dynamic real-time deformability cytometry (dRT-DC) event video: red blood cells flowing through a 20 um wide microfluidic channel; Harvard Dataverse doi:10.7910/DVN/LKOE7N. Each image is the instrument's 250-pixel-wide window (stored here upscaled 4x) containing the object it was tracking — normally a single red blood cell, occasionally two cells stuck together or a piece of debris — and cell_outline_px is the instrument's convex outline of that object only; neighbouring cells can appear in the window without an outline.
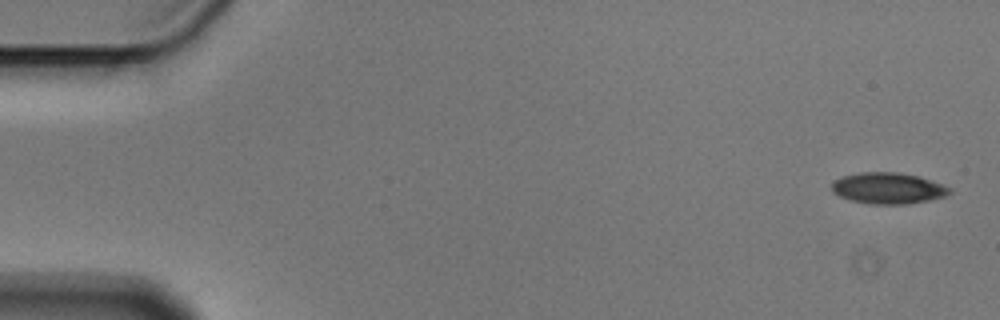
{"species": "Egyptian fruit bat (a non-hibernating species)", "species_latin": "Rousettus aegyptiacus", "temperature_condition": "cold", "stored_images_in_passage": 4, "camera_frame_rate_fps": 3000, "um_per_image_px": 0.085, "animal": {"sex": "male"}, "frame": {"image": 1, "passage_image": 1, "time_ms": 0.0, "image_size_px": [1000, 320], "cell_outline_px": [[952, 192], [944, 196], [928, 200], [908, 204], [868, 204], [852, 200], [840, 196], [832, 192], [832, 184], [836, 180], [844, 176], [860, 172], [896, 172], [916, 176], [952, 188]], "centroid_in_image_um": [75.47, 16.01], "position_along_channel_um": 9.5, "area_um2": 21.1}}
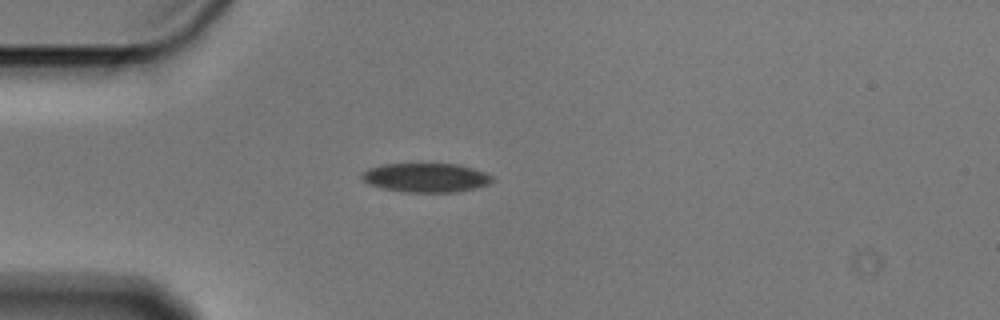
{"frame": {"image": 2, "passage_image": 4, "time_ms": 1.0, "image_size_px": [1000, 320], "cell_outline_px": [[492, 180], [488, 184], [476, 188], [456, 192], [404, 192], [380, 188], [368, 184], [360, 176], [368, 168], [384, 164], [460, 164], [484, 172], [492, 176]], "centroid_in_image_um": [36.19, 15.1], "position_along_channel_um": 48.8, "area_um2": 22.08}}